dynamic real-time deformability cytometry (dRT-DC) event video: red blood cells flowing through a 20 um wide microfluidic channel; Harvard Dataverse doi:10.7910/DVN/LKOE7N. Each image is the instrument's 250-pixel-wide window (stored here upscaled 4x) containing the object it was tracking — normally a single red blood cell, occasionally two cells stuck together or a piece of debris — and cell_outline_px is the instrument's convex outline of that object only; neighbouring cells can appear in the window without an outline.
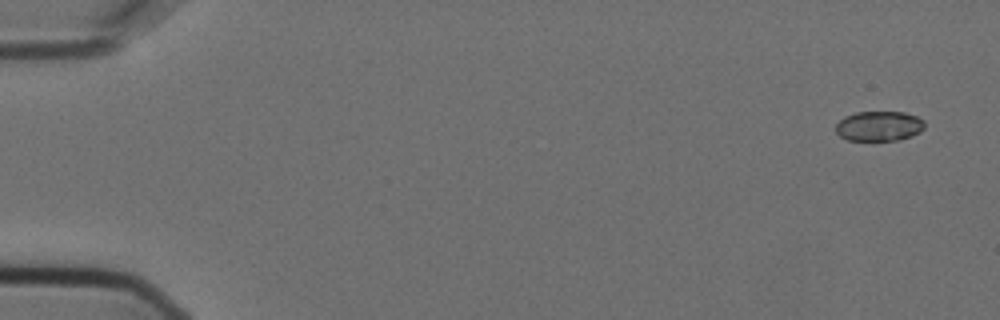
{"species": "Egyptian fruit bat (a non-hibernating species)", "species_latin": "Rousettus aegyptiacus", "temperature_condition": "cold", "stored_images_in_passage": 4, "camera_frame_rate_fps": 3000, "um_per_image_px": 0.085, "animal": {"sex": "female"}, "frame": {"image": 1, "passage_image": 1, "time_ms": 0.0, "image_size_px": [1000, 320], "cell_outline_px": [[924, 128], [920, 132], [912, 136], [900, 140], [848, 140], [840, 136], [836, 132], [836, 124], [844, 116], [856, 112], [904, 112], [916, 116], [924, 120]], "centroid_in_image_um": [74.73, 10.71], "position_along_channel_um": 10.3, "area_um2": 15.55}}
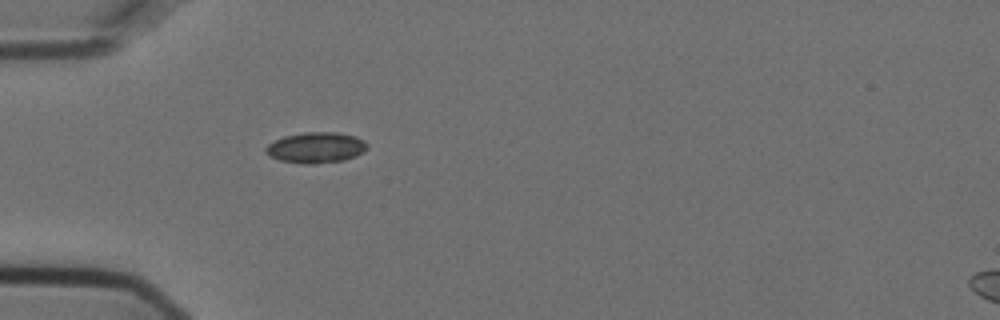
{"frame": {"image": 2, "passage_image": 4, "time_ms": 1.0, "image_size_px": [1000, 320], "cell_outline_px": [[368, 148], [364, 152], [356, 156], [344, 160], [316, 164], [304, 164], [280, 160], [264, 152], [264, 148], [268, 144], [284, 136], [304, 132], [336, 132], [352, 136], [364, 140], [368, 144]], "centroid_in_image_um": [26.87, 12.55], "position_along_channel_um": 58.1, "area_um2": 18.21}}